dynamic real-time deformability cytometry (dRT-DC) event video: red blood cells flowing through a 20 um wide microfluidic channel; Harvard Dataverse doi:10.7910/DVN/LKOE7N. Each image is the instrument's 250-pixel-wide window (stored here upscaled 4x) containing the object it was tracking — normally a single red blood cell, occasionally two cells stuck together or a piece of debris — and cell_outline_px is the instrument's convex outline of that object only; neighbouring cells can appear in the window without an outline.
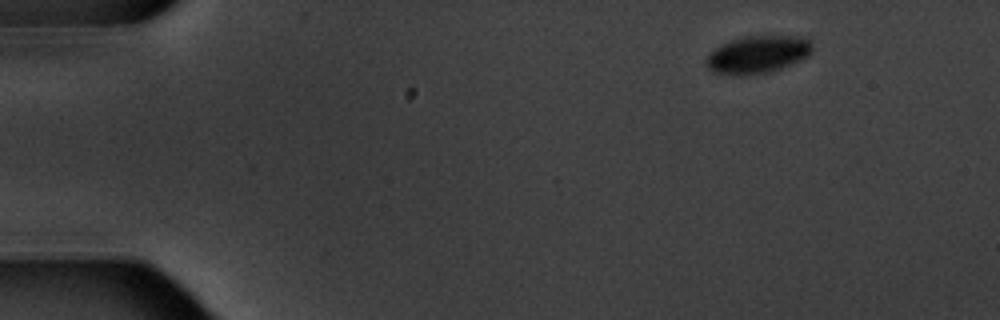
{"species": "common noctule bat (a hibernating species)", "species_latin": "Nyctalus noctula", "temperature_condition": "warm", "stored_images_in_passage": 4, "camera_frame_rate_fps": 3000, "um_per_image_px": 0.085, "animal": {"sex": "male", "body_mass_g": 20.1, "forearm_length_mm": 53.5}, "frame": {"image": 1, "passage_image": 1, "time_ms": 0.0, "image_size_px": [1000, 320], "cell_outline_px": [[812, 52], [808, 56], [788, 64], [764, 72], [716, 72], [708, 68], [704, 60], [720, 44], [744, 36], [808, 36], [812, 44]], "centroid_in_image_um": [64.45, 4.55], "position_along_channel_um": 20.5, "area_um2": 22.14}}
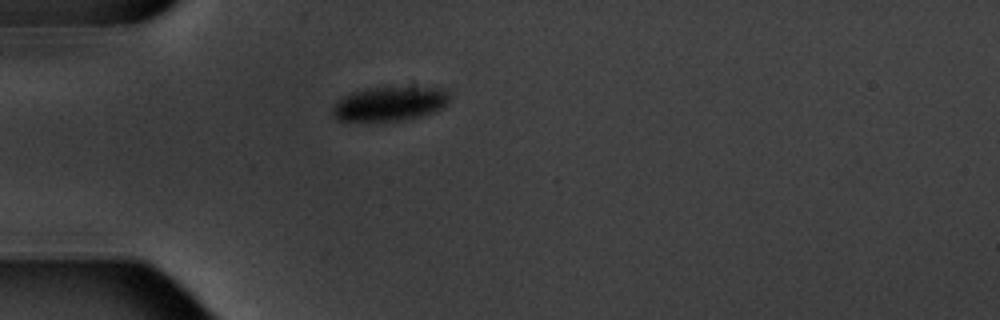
{"frame": {"image": 2, "passage_image": 3, "time_ms": 3.333, "image_size_px": [1000, 320], "cell_outline_px": [[448, 100], [436, 112], [424, 116], [404, 120], [336, 120], [332, 116], [332, 108], [344, 96], [352, 92], [368, 88], [412, 80], [448, 88]], "centroid_in_image_um": [33.29, 8.68], "position_along_channel_um": 51.7, "area_um2": 25.26}}